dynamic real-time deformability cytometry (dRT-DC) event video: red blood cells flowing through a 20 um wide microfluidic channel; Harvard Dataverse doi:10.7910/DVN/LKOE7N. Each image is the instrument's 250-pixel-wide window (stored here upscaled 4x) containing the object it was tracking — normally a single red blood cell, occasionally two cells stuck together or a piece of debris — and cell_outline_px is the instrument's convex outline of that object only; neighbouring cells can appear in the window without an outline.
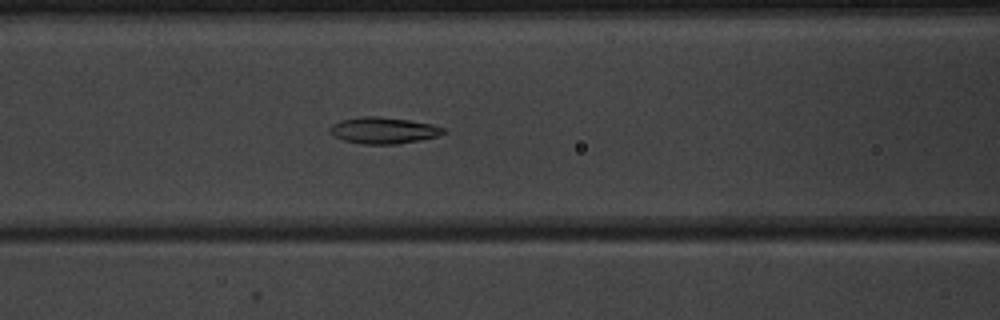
{"species": "common noctule bat (a hibernating species)", "species_latin": "Nyctalus noctula", "temperature_condition": "warm", "stored_images_in_passage": 52, "camera_frame_rate_fps": 3000, "um_per_image_px": 0.085, "animal": {"sex": "male", "body_mass_g": 20.1, "forearm_length_mm": 53.5}, "frame": {"image": 1, "passage_image": 23, "time_ms": 7.333, "image_size_px": [1000, 320], "cell_outline_px": [[448, 132], [436, 136], [420, 140], [396, 144], [364, 144], [344, 140], [332, 136], [328, 132], [328, 128], [332, 124], [340, 120], [364, 116], [380, 116], [408, 120], [432, 124], [444, 128]], "centroid_in_image_um": [32.56, 11.08], "position_along_channel_um": 134.0, "area_um2": 17.57}}
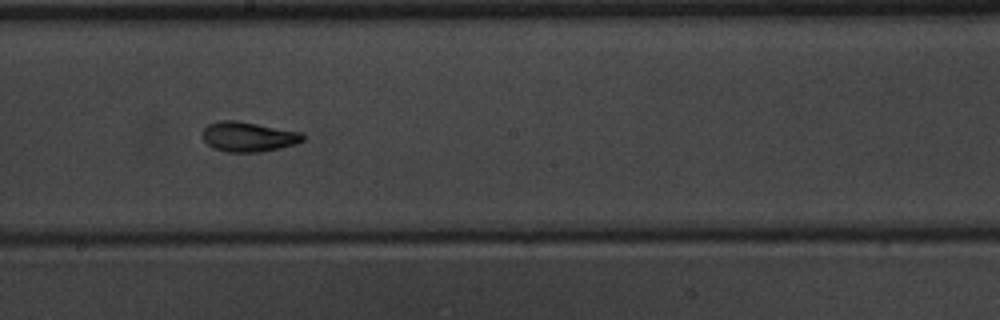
{"frame": {"image": 2, "passage_image": 30, "time_ms": 9.667, "image_size_px": [1000, 320], "cell_outline_px": [[304, 140], [296, 144], [280, 148], [260, 152], [228, 152], [212, 148], [200, 136], [200, 132], [208, 124], [220, 120], [236, 120], [304, 132]], "centroid_in_image_um": [21.1, 11.61], "position_along_channel_um": 227.1, "area_um2": 17.8}}
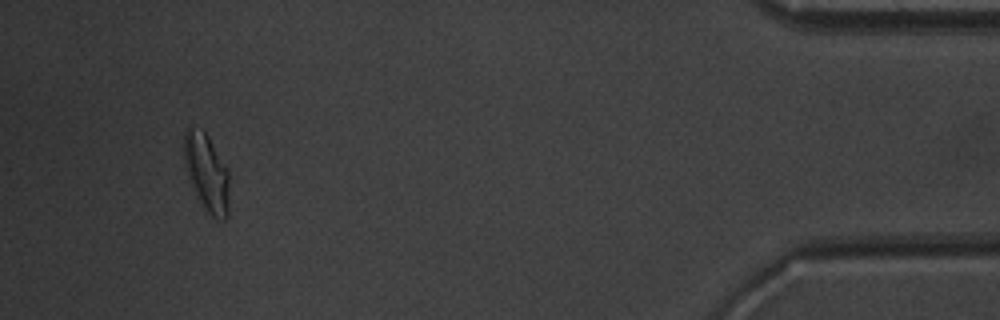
{"frame": {"image": 3, "passage_image": 49, "time_ms": 16.0, "image_size_px": [1000, 320], "cell_outline_px": [[228, 216], [224, 220], [220, 220], [204, 212], [188, 180], [184, 160], [184, 128], [188, 124], [204, 132], [208, 136], [228, 168]], "centroid_in_image_um": [17.54, 14.69], "position_along_channel_um": 417.7, "area_um2": 20.92}, "authors_computed_cell_mechanics": {"area_um2": 18.3226, "velocity_mm_per_s": 3.9904, "shape_relaxation_time_tau1_ms": 5.5468, "shape_relaxation_time_tau2_ms": 2.3804, "deformation_change_tau1": 0.167, "deformation_change_tau2": 0.083}}